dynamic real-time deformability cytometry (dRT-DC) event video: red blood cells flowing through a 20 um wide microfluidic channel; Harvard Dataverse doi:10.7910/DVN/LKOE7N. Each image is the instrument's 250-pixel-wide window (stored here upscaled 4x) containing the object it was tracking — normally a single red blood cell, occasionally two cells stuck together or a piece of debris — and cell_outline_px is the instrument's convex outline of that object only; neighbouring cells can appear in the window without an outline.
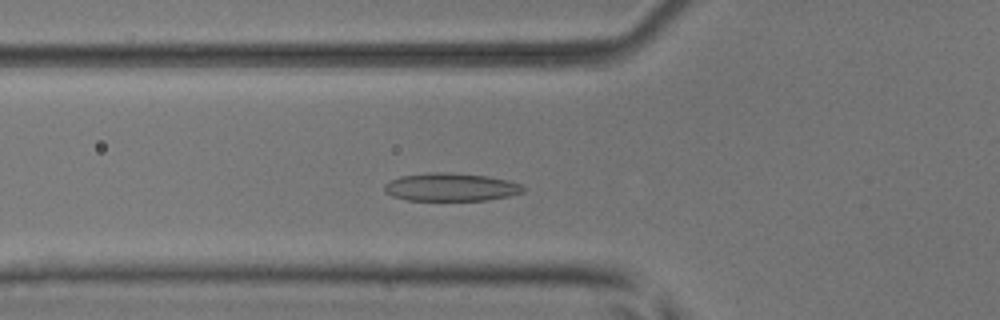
{"species": "common noctule bat (a hibernating species)", "species_latin": "Nyctalus noctula", "temperature_condition": "room temperature", "stored_images_in_passage": 48, "camera_frame_rate_fps": 3000, "um_per_image_px": 0.085, "animal": {"sex": "male", "body_mass_g": 17.9, "forearm_length_mm": 54.2}, "frame": {"image": 1, "passage_image": 14, "time_ms": 4.333, "image_size_px": [1000, 320], "cell_outline_px": [[524, 192], [508, 196], [488, 200], [408, 200], [392, 196], [384, 192], [384, 184], [400, 176], [432, 172], [444, 172], [488, 176], [508, 180], [520, 184], [524, 188]], "centroid_in_image_um": [38.31, 15.9], "position_along_channel_um": 87.5, "area_um2": 22.6}}
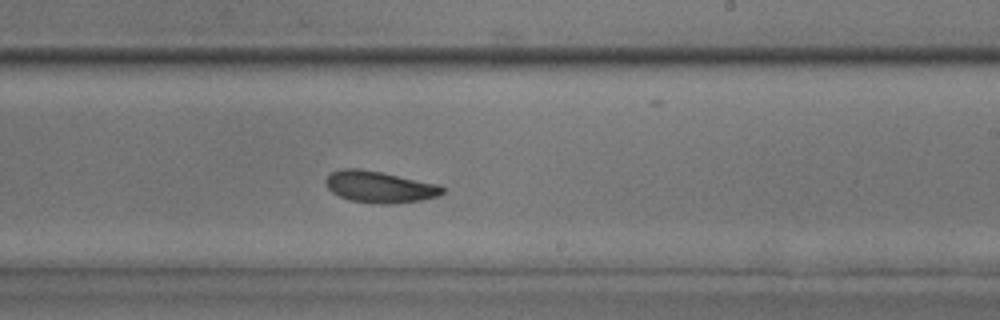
{"frame": {"image": 2, "passage_image": 27, "time_ms": 8.667, "image_size_px": [1000, 320], "cell_outline_px": [[444, 192], [440, 196], [420, 200], [388, 204], [380, 204], [348, 200], [332, 192], [324, 184], [324, 180], [332, 172], [340, 168], [360, 168], [440, 184], [444, 188]], "centroid_in_image_um": [32.26, 15.88], "position_along_channel_um": 256.7, "area_um2": 21.56}}
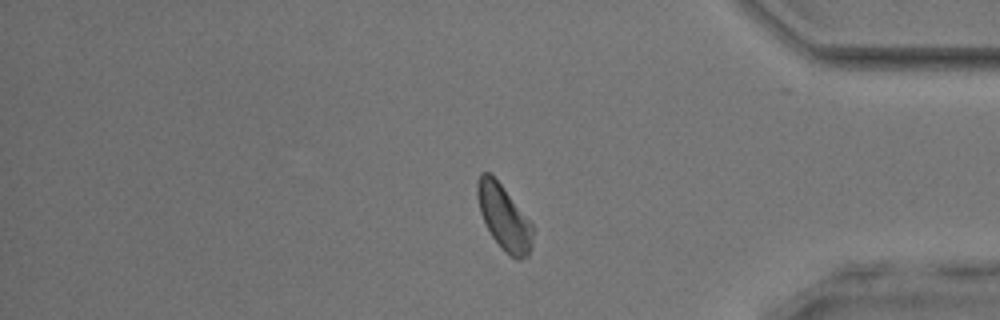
{"frame": {"image": 3, "passage_image": 39, "time_ms": 12.667, "image_size_px": [1000, 320], "cell_outline_px": [[532, 248], [528, 256], [520, 260], [516, 260], [492, 236], [480, 212], [476, 196], [476, 184], [480, 172], [488, 172], [500, 184], [532, 224]], "centroid_in_image_um": [42.82, 18.47], "position_along_channel_um": 392.4, "area_um2": 20.35}, "authors_computed_cell_mechanics": {"area_um2": 21.2126, "velocity_mm_per_s": 3.9247, "shape_relaxation_time_tau1_ms": 6.674, "shape_relaxation_time_tau2_ms": 3.3268, "deformation_change_tau1": 0.1382, "deformation_change_tau2": 0.1116}}